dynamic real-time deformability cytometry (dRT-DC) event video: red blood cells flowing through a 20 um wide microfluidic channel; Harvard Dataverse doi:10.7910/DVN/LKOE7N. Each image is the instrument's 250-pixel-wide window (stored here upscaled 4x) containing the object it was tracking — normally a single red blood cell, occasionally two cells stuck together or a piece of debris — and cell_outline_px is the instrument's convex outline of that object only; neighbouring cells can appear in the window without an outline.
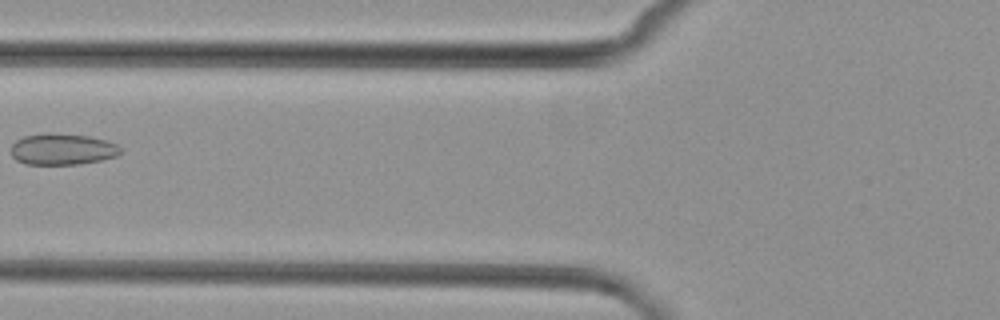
{"species": "common noctule bat (a hibernating species)", "species_latin": "Nyctalus noctula", "temperature_condition": "cold", "stored_images_in_passage": 2, "camera_frame_rate_fps": 3000, "um_per_image_px": 0.085, "animal": {"sex": "female", "body_mass_g": 29.2, "forearm_length_mm": 56.3}, "frame": {"image": 1, "passage_image": 2, "time_ms": 1.667, "image_size_px": [1000, 320], "cell_outline_px": [[124, 152], [116, 156], [100, 160], [80, 164], [24, 164], [16, 160], [12, 156], [12, 144], [16, 140], [24, 136], [48, 132], [88, 136], [104, 140], [116, 144]], "centroid_in_image_um": [5.29, 12.68], "position_along_channel_um": 120.5, "area_um2": 20.0}}